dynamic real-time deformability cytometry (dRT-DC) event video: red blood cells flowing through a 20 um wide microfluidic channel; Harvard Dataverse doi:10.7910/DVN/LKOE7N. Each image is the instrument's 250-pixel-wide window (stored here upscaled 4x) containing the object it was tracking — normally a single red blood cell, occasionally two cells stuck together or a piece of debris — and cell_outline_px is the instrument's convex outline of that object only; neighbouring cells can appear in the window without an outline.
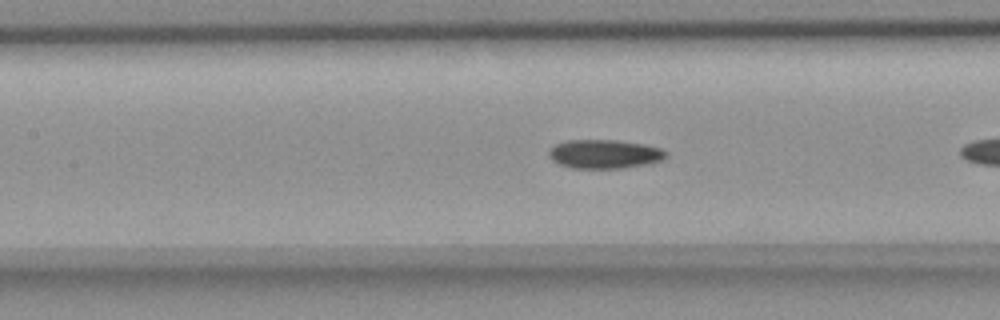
{"species": "common noctule bat (a hibernating species)", "species_latin": "Nyctalus noctula", "temperature_condition": "room temperature", "stored_images_in_passage": 12, "camera_frame_rate_fps": 3000, "um_per_image_px": 0.085, "animal": {"sex": "female", "body_mass_g": 18.4}, "frame": {"image": 1, "passage_image": 10, "time_ms": 3.0, "image_size_px": [1000, 320], "cell_outline_px": [[668, 156], [660, 160], [644, 164], [624, 168], [572, 168], [560, 164], [552, 160], [548, 156], [548, 152], [556, 144], [568, 140], [616, 140], [644, 144], [660, 148], [668, 152]], "centroid_in_image_um": [51.38, 13.09], "position_along_channel_um": 156.0, "area_um2": 19.59}}